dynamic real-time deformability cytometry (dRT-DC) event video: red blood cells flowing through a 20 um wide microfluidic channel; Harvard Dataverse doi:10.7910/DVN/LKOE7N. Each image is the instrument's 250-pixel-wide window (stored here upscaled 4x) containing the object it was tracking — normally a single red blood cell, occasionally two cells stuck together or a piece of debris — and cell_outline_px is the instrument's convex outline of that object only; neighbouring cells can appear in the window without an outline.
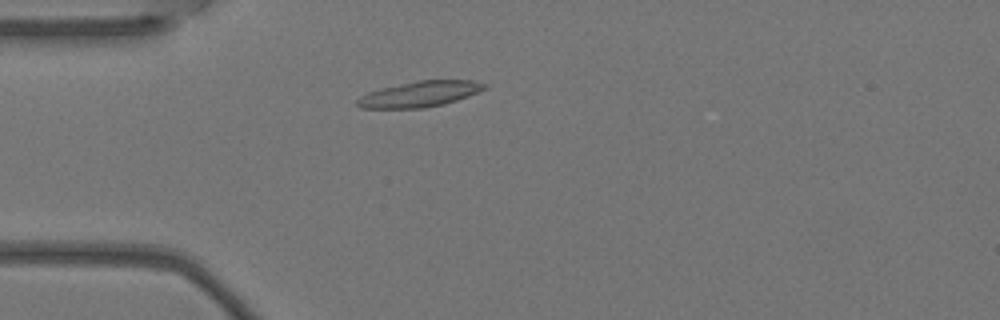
{"species": "Egyptian fruit bat (a non-hibernating species)", "species_latin": "Rousettus aegyptiacus", "temperature_condition": "warm", "stored_images_in_passage": 3, "camera_frame_rate_fps": 3000, "um_per_image_px": 0.085, "animal": {"sex": "female"}, "frame": {"image": 1, "passage_image": 3, "time_ms": 0.667, "image_size_px": [1000, 320], "cell_outline_px": [[488, 88], [468, 96], [444, 104], [424, 108], [360, 108], [356, 104], [356, 100], [360, 96], [368, 92], [380, 88], [420, 80], [472, 80], [488, 84]], "centroid_in_image_um": [35.69, 7.99], "position_along_channel_um": 49.3, "area_um2": 19.07}}